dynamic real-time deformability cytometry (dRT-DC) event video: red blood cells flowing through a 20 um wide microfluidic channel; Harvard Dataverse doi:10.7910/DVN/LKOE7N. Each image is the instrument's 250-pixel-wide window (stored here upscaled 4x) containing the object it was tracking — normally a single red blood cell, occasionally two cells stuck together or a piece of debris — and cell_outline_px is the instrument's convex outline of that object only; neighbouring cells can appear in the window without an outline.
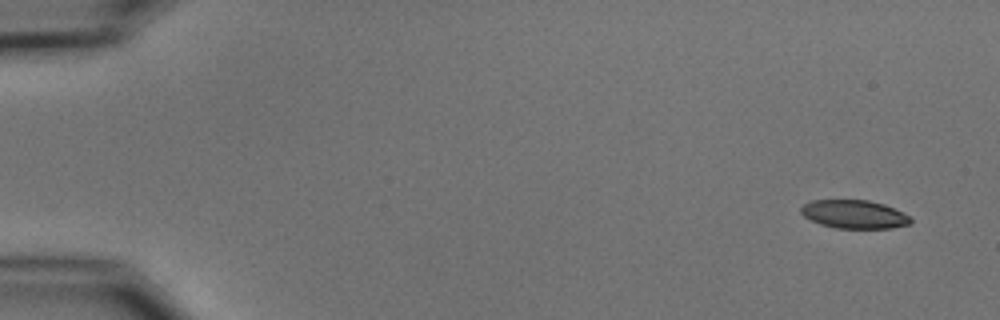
{"species": "common noctule bat (a hibernating species)", "species_latin": "Nyctalus noctula", "temperature_condition": "cold", "stored_images_in_passage": 5, "camera_frame_rate_fps": 3000, "um_per_image_px": 0.085, "animal": {"sex": "male", "body_mass_g": 15.6}, "frame": {"image": 1, "passage_image": 1, "time_ms": 0.0, "image_size_px": [1000, 320], "cell_outline_px": [[912, 220], [908, 224], [892, 228], [836, 228], [820, 224], [804, 216], [800, 212], [800, 208], [804, 204], [812, 200], [868, 200], [884, 204], [912, 216]], "centroid_in_image_um": [72.62, 18.21], "position_along_channel_um": 12.4, "area_um2": 18.15}}
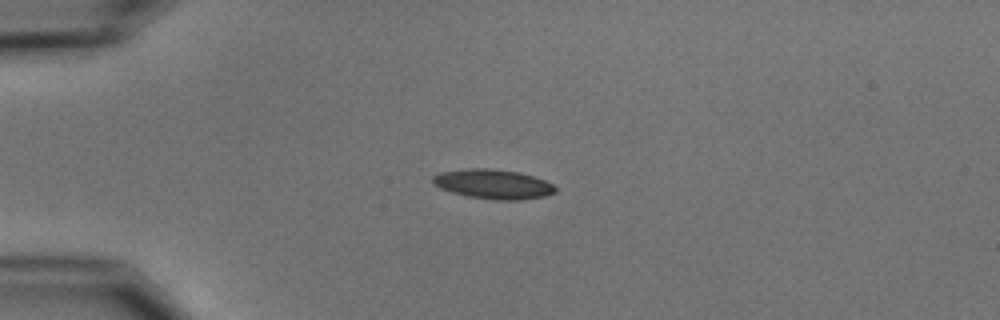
{"frame": {"image": 2, "passage_image": 4, "time_ms": 3.667, "image_size_px": [1000, 320], "cell_outline_px": [[556, 192], [544, 196], [520, 200], [496, 200], [468, 196], [452, 192], [440, 188], [432, 184], [432, 176], [440, 172], [468, 168], [488, 168], [520, 172], [544, 180], [552, 184], [556, 188]], "centroid_in_image_um": [41.9, 15.64], "position_along_channel_um": 43.1, "area_um2": 21.1}}